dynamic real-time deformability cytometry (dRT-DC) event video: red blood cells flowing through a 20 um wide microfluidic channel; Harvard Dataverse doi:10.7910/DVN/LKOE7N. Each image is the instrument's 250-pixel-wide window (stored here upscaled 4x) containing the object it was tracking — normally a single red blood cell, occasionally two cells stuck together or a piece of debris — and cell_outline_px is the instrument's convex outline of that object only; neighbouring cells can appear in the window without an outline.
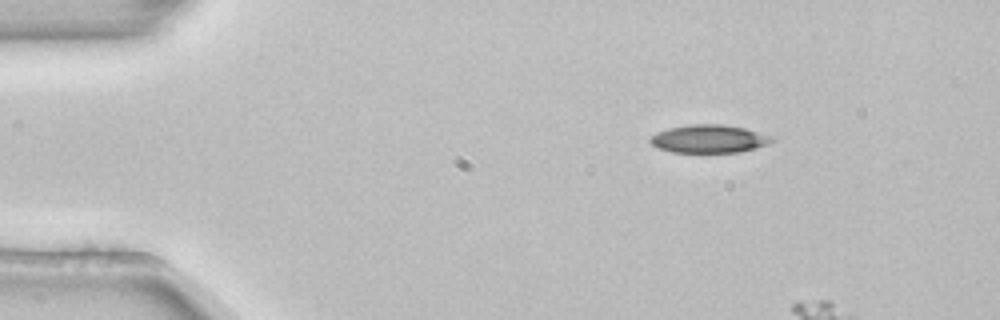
{"species": "common noctule bat (a hibernating species)", "species_latin": "Nyctalus noctula", "temperature_condition": "room temperature", "stored_images_in_passage": 2, "camera_frame_rate_fps": 3000, "um_per_image_px": 0.085, "animal": {"sex": "female", "body_mass_g": 22.7, "forearm_length_mm": 54.2}, "frame": {"image": 1, "passage_image": 1, "time_ms": 0.0, "image_size_px": [1000, 320], "cell_outline_px": [[776, 140], [768, 144], [756, 148], [740, 152], [672, 152], [656, 148], [648, 140], [656, 132], [668, 128], [692, 124], [724, 124], [744, 128], [772, 136]], "centroid_in_image_um": [60.26, 11.8], "position_along_channel_um": 24.7, "area_um2": 20.0}}